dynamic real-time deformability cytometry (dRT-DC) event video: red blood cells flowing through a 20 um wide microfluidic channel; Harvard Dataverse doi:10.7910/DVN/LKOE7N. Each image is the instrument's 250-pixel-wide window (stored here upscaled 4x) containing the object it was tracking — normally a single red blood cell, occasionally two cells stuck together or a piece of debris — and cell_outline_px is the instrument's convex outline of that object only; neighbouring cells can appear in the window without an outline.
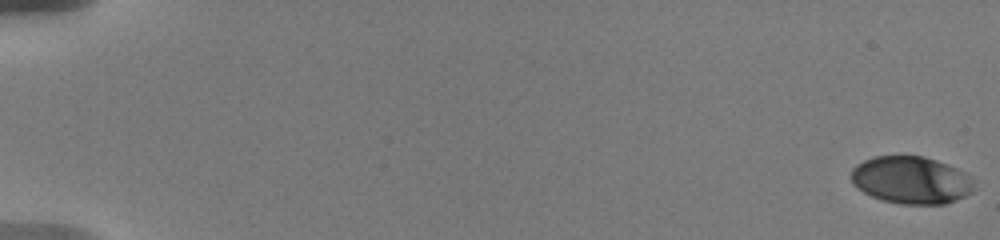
{"species": "human", "species_latin": "Homo sapiens", "temperature_condition": "warm", "stored_images_in_passage": 17, "camera_frame_rate_fps": 3000, "um_per_image_px": 0.085, "donor": {"sex": "male"}, "frame": {"image": 1, "passage_image": 1, "time_ms": 0.0, "image_size_px": [1000, 240], "cell_outline_px": [[972, 192], [956, 200], [944, 204], [900, 204], [884, 200], [872, 196], [856, 188], [852, 184], [852, 168], [856, 164], [864, 160], [876, 156], [924, 156], [936, 160], [956, 168], [972, 176]], "centroid_in_image_um": [77.43, 15.3], "position_along_channel_um": 7.6, "area_um2": 33.87}}
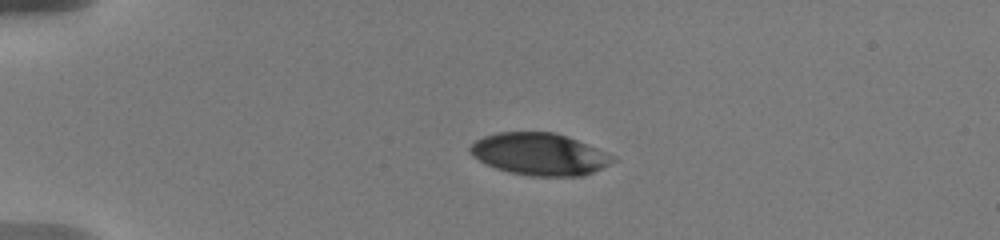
{"frame": {"image": 2, "passage_image": 12, "time_ms": 4.667, "image_size_px": [1000, 240], "cell_outline_px": [[616, 160], [584, 176], [532, 176], [512, 172], [496, 168], [472, 156], [468, 152], [468, 148], [476, 140], [484, 136], [496, 132], [556, 132], [568, 136], [588, 144], [616, 156]], "centroid_in_image_um": [45.87, 13.09], "position_along_channel_um": 39.1, "area_um2": 34.97}}
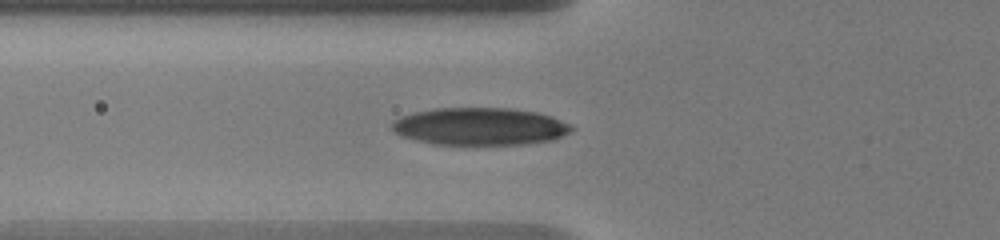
{"frame": {"image": 3, "passage_image": 17, "time_ms": 7.333, "image_size_px": [1000, 240], "cell_outline_px": [[576, 128], [552, 140], [524, 144], [432, 144], [416, 140], [404, 136], [396, 132], [392, 128], [392, 120], [400, 116], [412, 112], [436, 108], [508, 108], [536, 112], [552, 116], [572, 124]], "centroid_in_image_um": [40.8, 10.73], "position_along_channel_um": 85.0, "area_um2": 39.19}}